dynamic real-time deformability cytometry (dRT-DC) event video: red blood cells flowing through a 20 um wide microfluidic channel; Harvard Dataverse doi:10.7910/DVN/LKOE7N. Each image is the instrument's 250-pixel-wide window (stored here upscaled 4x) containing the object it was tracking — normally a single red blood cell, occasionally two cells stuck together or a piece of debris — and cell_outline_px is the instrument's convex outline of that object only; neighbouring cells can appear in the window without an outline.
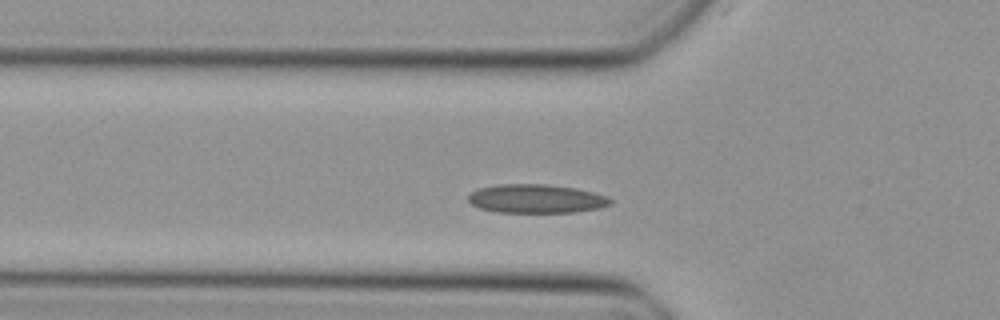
{"species": "Egyptian fruit bat (a non-hibernating species)", "species_latin": "Rousettus aegyptiacus", "temperature_condition": "cold", "stored_images_in_passage": 43, "camera_frame_rate_fps": 3000, "um_per_image_px": 0.085, "animal": {"sex": "female"}, "frame": {"image": 1, "passage_image": 10, "time_ms": 3.0, "image_size_px": [1000, 320], "cell_outline_px": [[612, 204], [600, 208], [576, 212], [496, 212], [480, 208], [472, 204], [468, 200], [468, 196], [472, 192], [480, 188], [496, 184], [548, 184], [576, 188], [608, 196], [612, 200]], "centroid_in_image_um": [45.61, 16.89], "position_along_channel_um": 80.2, "area_um2": 23.87}}
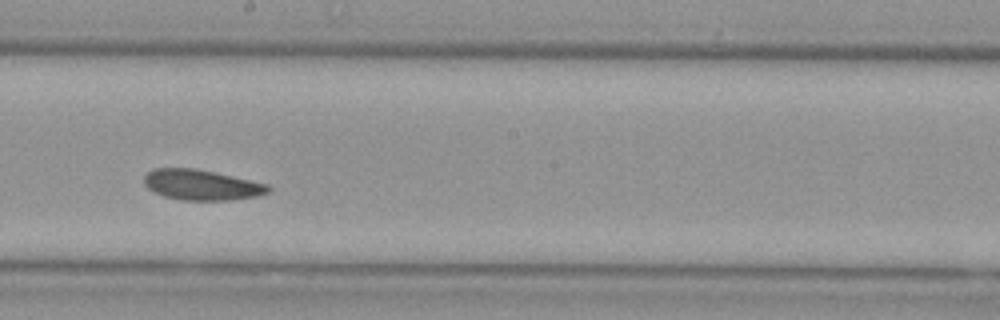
{"frame": {"image": 2, "passage_image": 21, "time_ms": 6.667, "image_size_px": [1000, 320], "cell_outline_px": [[272, 188], [268, 192], [256, 196], [228, 200], [184, 200], [164, 196], [148, 188], [144, 184], [144, 176], [152, 168], [192, 168], [212, 172], [268, 184]], "centroid_in_image_um": [17.11, 15.71], "position_along_channel_um": 231.1, "area_um2": 21.68}}
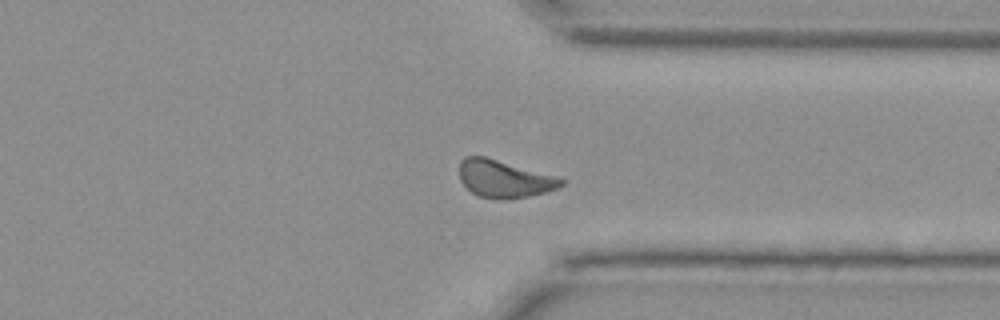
{"frame": {"image": 3, "passage_image": 31, "time_ms": 10.0, "image_size_px": [1000, 320], "cell_outline_px": [[568, 180], [564, 184], [556, 188], [544, 192], [528, 196], [508, 200], [504, 200], [480, 196], [472, 192], [460, 180], [460, 160], [464, 156], [484, 156]], "centroid_in_image_um": [42.84, 15.2], "position_along_channel_um": 368.6, "area_um2": 21.91}}